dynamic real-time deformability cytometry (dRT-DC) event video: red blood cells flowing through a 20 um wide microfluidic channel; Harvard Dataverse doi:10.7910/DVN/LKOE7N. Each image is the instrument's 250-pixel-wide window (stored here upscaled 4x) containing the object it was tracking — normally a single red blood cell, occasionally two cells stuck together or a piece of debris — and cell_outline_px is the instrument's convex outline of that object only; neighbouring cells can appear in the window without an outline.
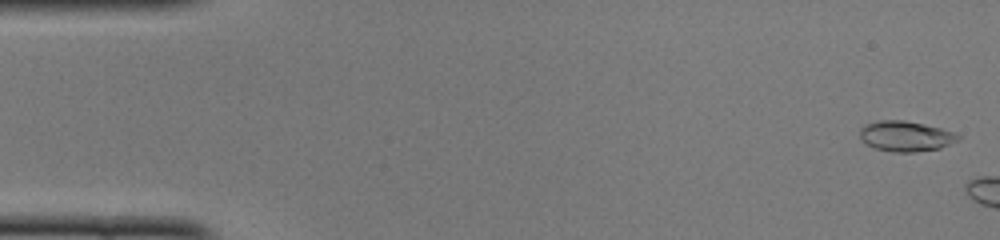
{"species": "common noctule bat (a hibernating species)", "species_latin": "Nyctalus noctula", "temperature_condition": "cold", "stored_images_in_passage": 5, "camera_frame_rate_fps": 3000, "um_per_image_px": 0.085, "animal": {"sex": "female", "body_mass_g": 22.0, "forearm_length_mm": 56.7}, "frame": {"image": 1, "passage_image": 1, "time_ms": 0.0, "image_size_px": [1000, 240], "cell_outline_px": [[960, 140], [940, 148], [916, 152], [892, 152], [876, 148], [864, 144], [860, 136], [860, 128], [868, 124], [880, 120], [904, 120], [940, 128], [952, 132], [960, 136]], "centroid_in_image_um": [76.97, 11.59], "position_along_channel_um": 8.0, "area_um2": 17.28}}